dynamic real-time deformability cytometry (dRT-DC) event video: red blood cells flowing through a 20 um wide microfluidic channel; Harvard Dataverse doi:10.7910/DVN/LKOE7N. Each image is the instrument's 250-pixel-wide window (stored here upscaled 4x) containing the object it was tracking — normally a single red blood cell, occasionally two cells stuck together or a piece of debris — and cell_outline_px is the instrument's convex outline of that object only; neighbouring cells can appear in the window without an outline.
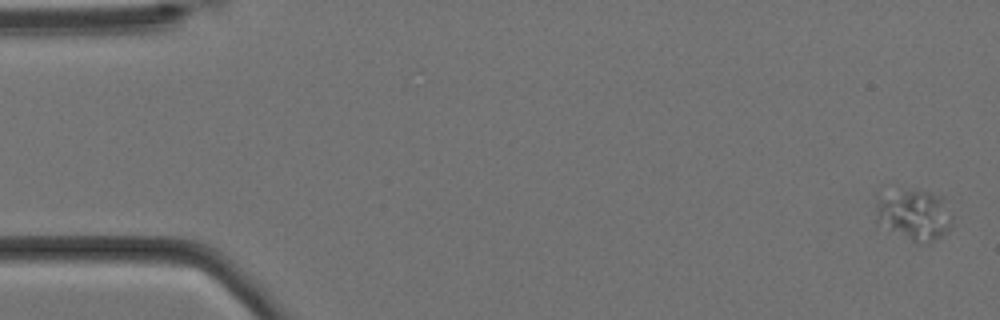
{"species": "Egyptian fruit bat (a non-hibernating species)", "species_latin": "Rousettus aegyptiacus", "temperature_condition": "cold", "stored_images_in_passage": 7, "camera_frame_rate_fps": 3000, "um_per_image_px": 0.085, "animal": {"sex": "female"}, "frame": {"image": 1, "passage_image": 1, "time_ms": 0.0, "image_size_px": [1000, 320], "cell_outline_px": [[956, 216], [948, 232], [928, 244], [920, 244], [876, 224], [876, 204], [880, 200], [912, 188], [944, 196]], "centroid_in_image_um": [77.85, 18.3], "position_along_channel_um": 7.2, "area_um2": 22.89}}
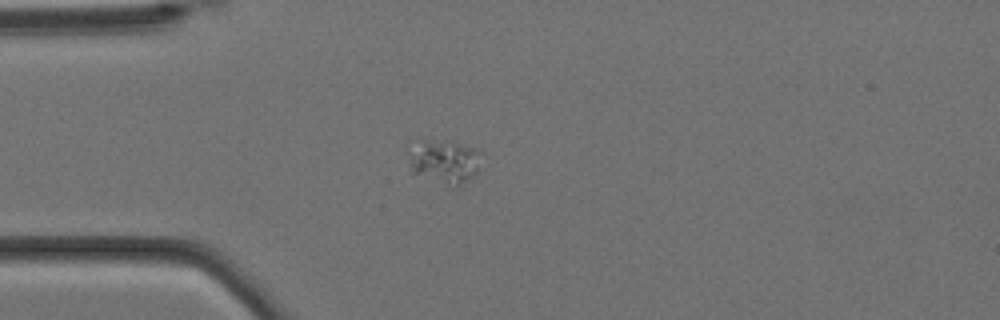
{"frame": {"image": 2, "passage_image": 5, "time_ms": 1.333, "image_size_px": [1000, 320], "cell_outline_px": [[480, 152], [476, 172], [468, 180], [456, 188], [452, 188], [412, 176], [412, 164], [420, 140], [452, 140], [476, 148]], "centroid_in_image_um": [37.84, 13.8], "position_along_channel_um": 47.2, "area_um2": 18.38}}
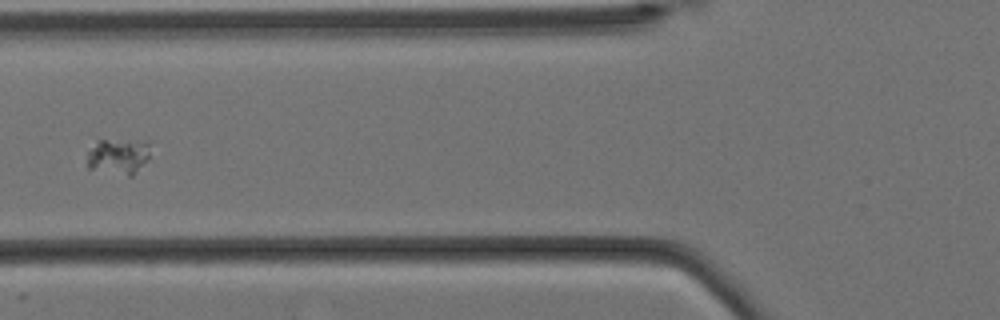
{"frame": {"image": 3, "passage_image": 7, "time_ms": 2.0, "image_size_px": [1000, 320], "cell_outline_px": [[148, 160], [132, 176], [128, 176], [88, 168], [88, 152], [100, 140], [148, 140]], "centroid_in_image_um": [10.1, 13.29], "position_along_channel_um": 115.7, "area_um2": 13.01}}